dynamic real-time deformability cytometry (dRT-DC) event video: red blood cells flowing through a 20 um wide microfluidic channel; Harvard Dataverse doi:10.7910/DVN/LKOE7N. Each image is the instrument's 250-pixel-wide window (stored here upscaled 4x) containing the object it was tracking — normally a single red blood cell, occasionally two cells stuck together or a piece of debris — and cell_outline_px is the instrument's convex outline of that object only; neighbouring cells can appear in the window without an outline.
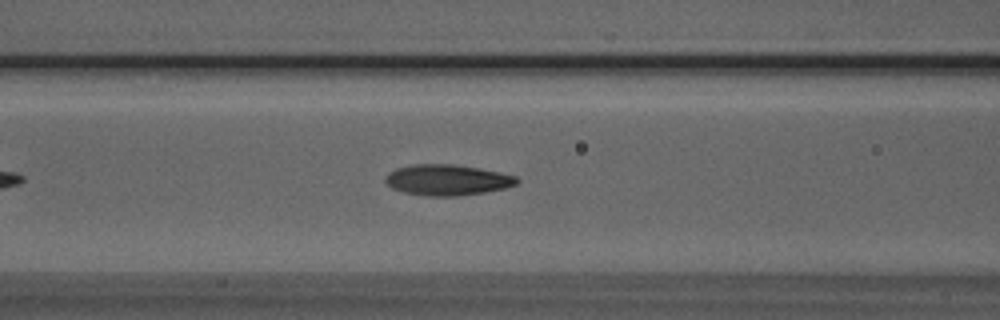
{"species": "Egyptian fruit bat (a non-hibernating species)", "species_latin": "Rousettus aegyptiacus", "temperature_condition": "room temperature", "stored_images_in_passage": 40, "camera_frame_rate_fps": 3000, "um_per_image_px": 0.085, "animal": {"sex": "male"}, "frame": {"image": 1, "passage_image": 11, "time_ms": 3.333, "image_size_px": [1000, 320], "cell_outline_px": [[520, 180], [516, 184], [508, 188], [484, 192], [456, 196], [428, 196], [404, 192], [392, 188], [384, 180], [384, 176], [388, 172], [396, 168], [412, 164], [452, 164], [480, 168], [500, 172], [516, 176]], "centroid_in_image_um": [38.02, 15.29], "position_along_channel_um": 128.6, "area_um2": 23.76}}
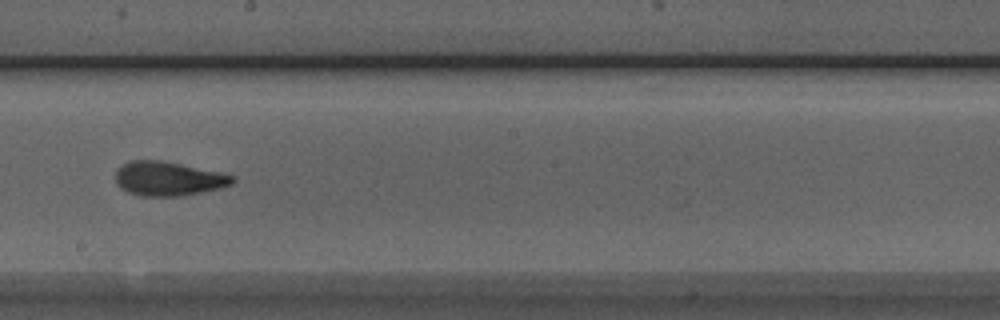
{"frame": {"image": 2, "passage_image": 19, "time_ms": 6.0, "image_size_px": [1000, 320], "cell_outline_px": [[236, 180], [232, 184], [220, 188], [180, 196], [140, 196], [128, 192], [120, 188], [116, 184], [116, 168], [128, 160], [160, 160], [220, 172], [232, 176]], "centroid_in_image_um": [14.25, 15.18], "position_along_channel_um": 233.9, "area_um2": 23.29}}
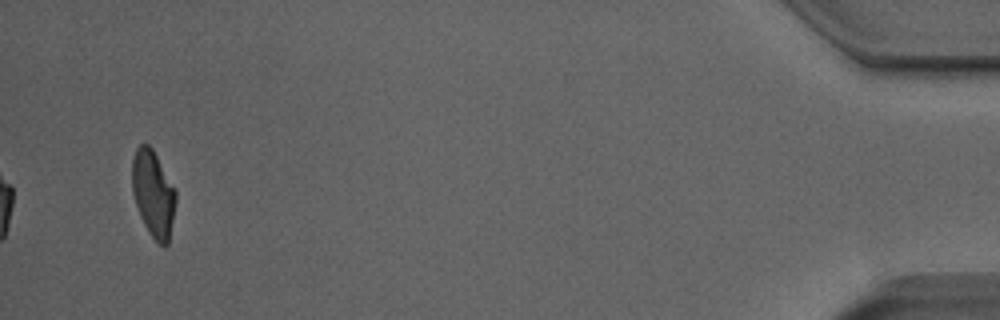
{"frame": {"image": 3, "passage_image": 40, "time_ms": 13.0, "image_size_px": [1000, 320], "cell_outline_px": [[176, 204], [168, 244], [164, 248], [148, 232], [140, 216], [132, 192], [132, 160], [136, 148], [140, 144], [148, 144], [152, 148], [176, 188]], "centroid_in_image_um": [13.04, 16.46], "position_along_channel_um": 422.2, "area_um2": 22.2}, "authors_computed_cell_mechanics": {"area_um2": 22.9755, "velocity_mm_per_s": 3.9508, "shape_relaxation_time_tau1_ms": 3.4007, "shape_relaxation_time_tau2_ms": 1.6916, "deformation_change_tau1": 0.1567, "deformation_change_tau2": 0.0794}}